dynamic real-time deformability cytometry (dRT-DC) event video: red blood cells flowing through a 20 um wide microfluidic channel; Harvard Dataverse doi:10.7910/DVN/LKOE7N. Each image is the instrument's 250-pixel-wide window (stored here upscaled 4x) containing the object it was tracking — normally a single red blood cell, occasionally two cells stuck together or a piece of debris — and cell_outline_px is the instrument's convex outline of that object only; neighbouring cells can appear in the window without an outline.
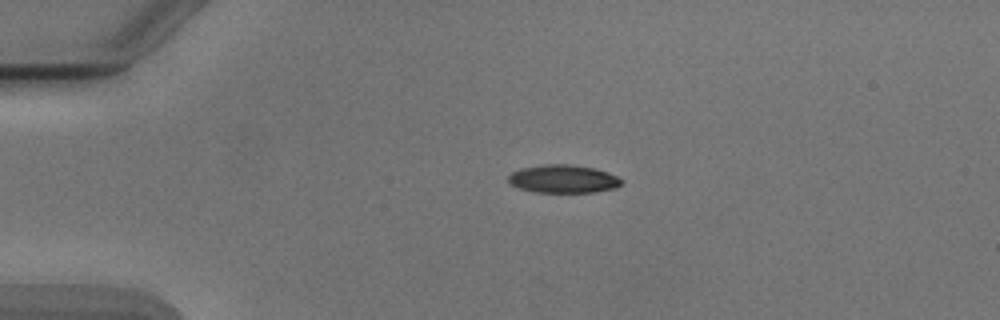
{"species": "Egyptian fruit bat (a non-hibernating species)", "species_latin": "Rousettus aegyptiacus", "temperature_condition": "cold", "stored_images_in_passage": 3, "camera_frame_rate_fps": 3000, "um_per_image_px": 0.085, "animal": {"sex": "male"}, "frame": {"image": 1, "passage_image": 1, "time_ms": 0.0, "image_size_px": [1000, 320], "cell_outline_px": [[624, 180], [616, 188], [596, 192], [532, 192], [508, 184], [508, 176], [512, 172], [520, 168], [544, 164], [572, 164], [592, 168], [608, 172]], "centroid_in_image_um": [47.85, 15.21], "position_along_channel_um": 37.1, "area_um2": 18.67}}
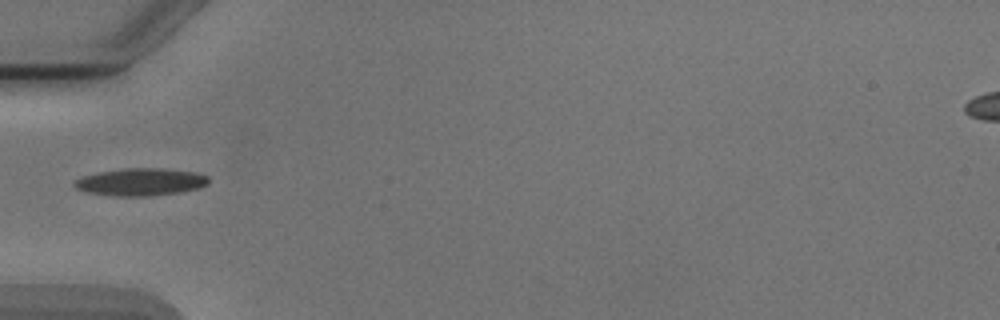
{"frame": {"image": 2, "passage_image": 2, "time_ms": 2.0, "image_size_px": [1000, 320], "cell_outline_px": [[208, 184], [196, 188], [180, 192], [148, 196], [112, 196], [88, 192], [76, 188], [72, 184], [76, 180], [84, 176], [100, 172], [124, 168], [164, 168], [196, 172], [208, 176]], "centroid_in_image_um": [11.97, 15.46], "position_along_channel_um": 73.0, "area_um2": 21.33}}
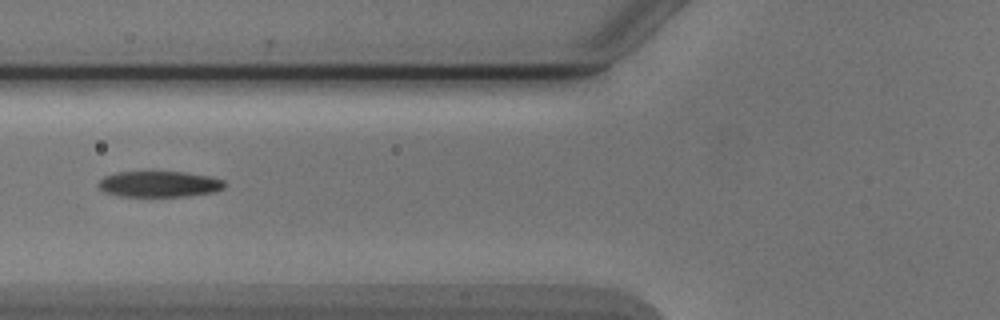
{"frame": {"image": 3, "passage_image": 3, "time_ms": 3.0, "image_size_px": [1000, 320], "cell_outline_px": [[224, 188], [216, 192], [188, 196], [120, 196], [104, 192], [96, 184], [104, 176], [116, 172], [184, 172], [208, 176], [224, 180]], "centroid_in_image_um": [13.53, 15.65], "position_along_channel_um": 112.3, "area_um2": 19.07}}